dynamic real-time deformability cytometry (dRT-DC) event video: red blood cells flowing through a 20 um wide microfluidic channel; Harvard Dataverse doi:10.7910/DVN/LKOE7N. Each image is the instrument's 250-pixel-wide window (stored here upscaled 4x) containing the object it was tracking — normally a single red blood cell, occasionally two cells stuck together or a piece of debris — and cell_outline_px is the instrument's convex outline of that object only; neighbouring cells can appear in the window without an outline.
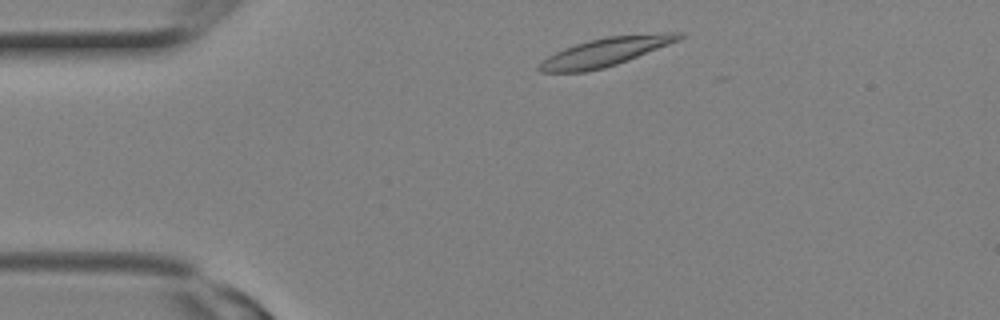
{"species": "Egyptian fruit bat (a non-hibernating species)", "species_latin": "Rousettus aegyptiacus", "temperature_condition": "room temperature", "stored_images_in_passage": 6, "camera_frame_rate_fps": 3000, "um_per_image_px": 0.085, "animal": {"sex": "female"}, "frame": {"image": 1, "passage_image": 2, "time_ms": 0.333, "image_size_px": [1000, 320], "cell_outline_px": [[684, 36], [680, 40], [628, 60], [604, 68], [584, 72], [540, 72], [536, 68], [548, 56], [564, 48], [588, 40], [608, 36], [660, 32], [680, 32]], "centroid_in_image_um": [51.49, 4.4], "position_along_channel_um": 33.5, "area_um2": 23.12}}
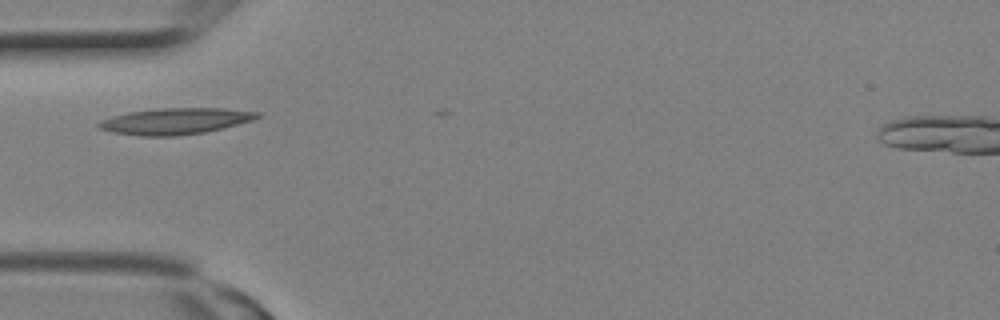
{"frame": {"image": 2, "passage_image": 5, "time_ms": 1.333, "image_size_px": [1000, 320], "cell_outline_px": [[264, 116], [252, 120], [224, 128], [204, 132], [176, 136], [140, 136], [112, 132], [96, 128], [96, 124], [100, 120], [112, 116], [128, 112], [156, 108], [224, 108], [260, 112]], "centroid_in_image_um": [14.89, 10.29], "position_along_channel_um": 70.1, "area_um2": 24.57}}